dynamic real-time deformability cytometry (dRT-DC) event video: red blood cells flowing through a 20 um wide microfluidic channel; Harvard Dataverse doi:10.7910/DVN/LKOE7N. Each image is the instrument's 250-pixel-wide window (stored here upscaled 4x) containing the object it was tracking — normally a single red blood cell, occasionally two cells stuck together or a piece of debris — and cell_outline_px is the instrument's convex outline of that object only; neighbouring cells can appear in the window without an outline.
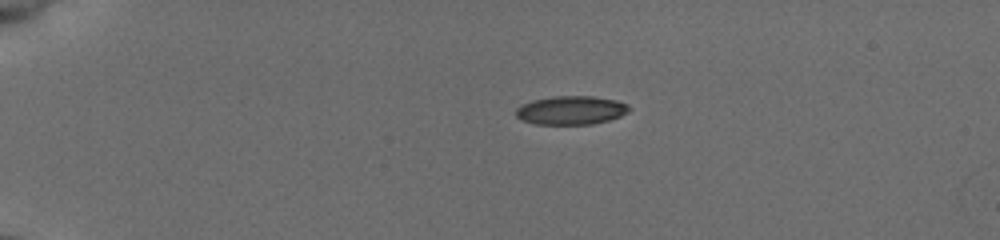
{"species": "common noctule bat (a hibernating species)", "species_latin": "Nyctalus noctula", "temperature_condition": "cold", "stored_images_in_passage": 42, "camera_frame_rate_fps": 3000, "um_per_image_px": 0.085, "animal": {"sex": "female", "body_mass_g": 19.5, "forearm_length_mm": 54.1}, "frame": {"image": 1, "passage_image": 1, "time_ms": 0.0, "image_size_px": [1000, 240], "cell_outline_px": [[632, 108], [628, 112], [620, 116], [608, 120], [592, 124], [536, 124], [520, 120], [516, 116], [516, 108], [520, 104], [532, 100], [552, 96], [592, 96], [616, 100], [628, 104]], "centroid_in_image_um": [48.52, 9.36], "position_along_channel_um": 36.5, "area_um2": 19.07}}
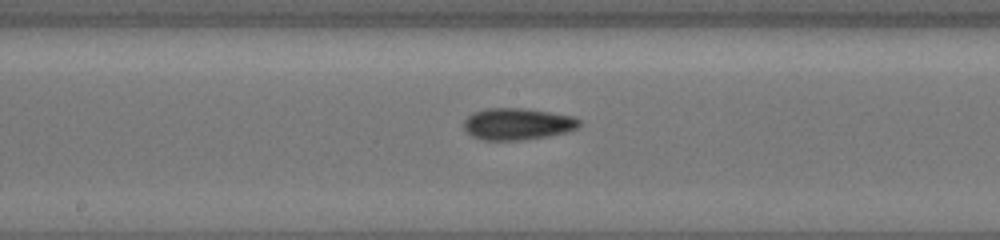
{"frame": {"image": 2, "passage_image": 19, "time_ms": 6.0, "image_size_px": [1000, 240], "cell_outline_px": [[580, 124], [576, 128], [568, 132], [548, 136], [524, 140], [484, 140], [472, 136], [464, 128], [464, 120], [472, 112], [484, 108], [524, 108], [572, 116], [580, 120]], "centroid_in_image_um": [43.96, 10.53], "position_along_channel_um": 204.2, "area_um2": 21.39}}
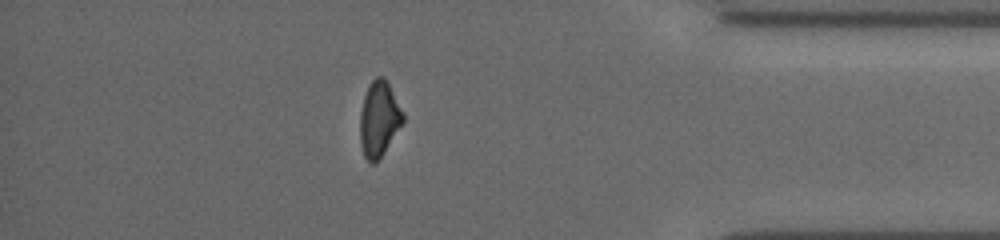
{"frame": {"image": 3, "passage_image": 36, "time_ms": 11.667, "image_size_px": [1000, 240], "cell_outline_px": [[404, 124], [376, 164], [372, 164], [364, 156], [360, 144], [360, 112], [364, 96], [368, 84], [376, 76], [384, 76], [404, 112]], "centroid_in_image_um": [32.23, 10.13], "position_along_channel_um": 403.0, "area_um2": 19.25}, "authors_computed_cell_mechanics": {"area_um2": 19.4786, "velocity_mm_per_s": 3.9425, "shape_relaxation_time_tau1_ms": 2.9823, "shape_relaxation_time_tau2_ms": 3.462, "deformation_change_tau1": 0.1266, "deformation_change_tau2": 0.1071}}